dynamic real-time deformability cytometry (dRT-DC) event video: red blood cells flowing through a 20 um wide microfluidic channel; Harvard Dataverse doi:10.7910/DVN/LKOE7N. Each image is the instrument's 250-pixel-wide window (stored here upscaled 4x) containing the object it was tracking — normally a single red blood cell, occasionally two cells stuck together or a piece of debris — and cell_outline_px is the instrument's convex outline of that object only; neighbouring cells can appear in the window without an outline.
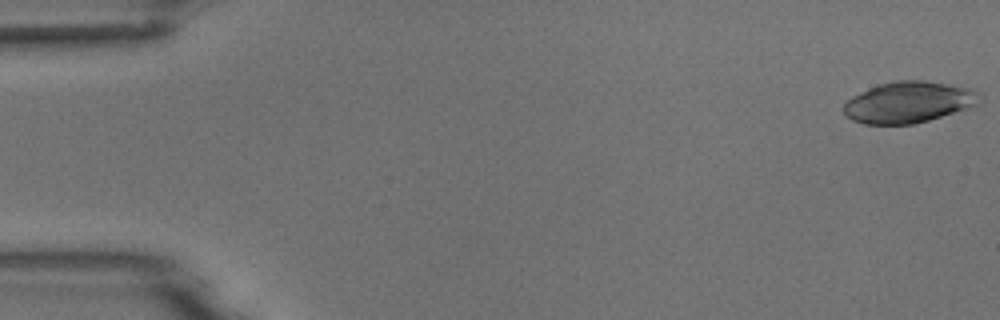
{"species": "common noctule bat (a hibernating species)", "species_latin": "Nyctalus noctula", "temperature_condition": "room temperature", "stored_images_in_passage": 4, "camera_frame_rate_fps": 3000, "um_per_image_px": 0.085, "animal": {"sex": "male", "body_mass_g": 18.8}, "frame": {"image": 1, "passage_image": 1, "time_ms": 0.0, "image_size_px": [1000, 320], "cell_outline_px": [[980, 104], [968, 108], [928, 120], [912, 124], [864, 124], [852, 120], [844, 116], [844, 104], [852, 96], [868, 88], [880, 84], [896, 80], [924, 80], [968, 88], [976, 92]], "centroid_in_image_um": [77.18, 8.69], "position_along_channel_um": 7.8, "area_um2": 32.37}}
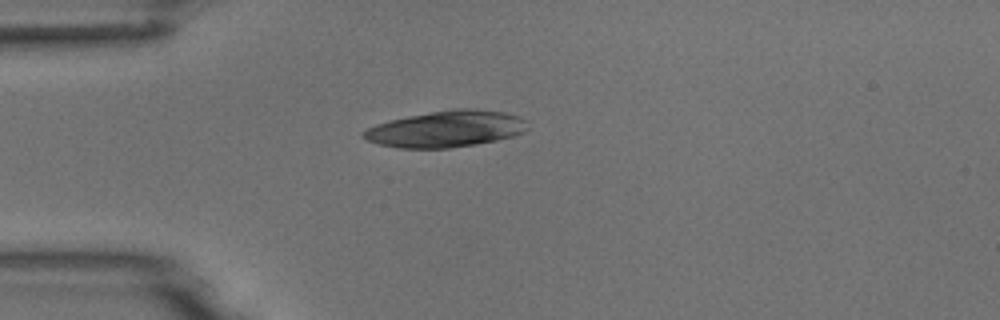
{"frame": {"image": 2, "passage_image": 4, "time_ms": 4.333, "image_size_px": [1000, 320], "cell_outline_px": [[528, 128], [524, 132], [512, 136], [496, 140], [476, 144], [448, 148], [396, 148], [380, 144], [368, 140], [360, 136], [360, 132], [376, 124], [388, 120], [408, 116], [452, 108], [476, 108], [504, 112], [520, 116], [524, 120]], "centroid_in_image_um": [37.9, 10.95], "position_along_channel_um": 47.1, "area_um2": 34.97}}